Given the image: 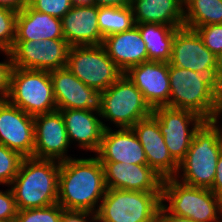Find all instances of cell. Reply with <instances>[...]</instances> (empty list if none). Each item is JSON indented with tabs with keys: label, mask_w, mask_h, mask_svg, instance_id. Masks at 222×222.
Returning <instances> with one entry per match:
<instances>
[{
	"label": "cell",
	"mask_w": 222,
	"mask_h": 222,
	"mask_svg": "<svg viewBox=\"0 0 222 222\" xmlns=\"http://www.w3.org/2000/svg\"><path fill=\"white\" fill-rule=\"evenodd\" d=\"M71 4L74 5H94V0H71Z\"/></svg>",
	"instance_id": "ab89813d"
},
{
	"label": "cell",
	"mask_w": 222,
	"mask_h": 222,
	"mask_svg": "<svg viewBox=\"0 0 222 222\" xmlns=\"http://www.w3.org/2000/svg\"><path fill=\"white\" fill-rule=\"evenodd\" d=\"M125 74L142 92L143 98L152 110L169 104L168 62H143L131 67Z\"/></svg>",
	"instance_id": "e0dca14e"
},
{
	"label": "cell",
	"mask_w": 222,
	"mask_h": 222,
	"mask_svg": "<svg viewBox=\"0 0 222 222\" xmlns=\"http://www.w3.org/2000/svg\"><path fill=\"white\" fill-rule=\"evenodd\" d=\"M69 48L65 39L14 41L9 52L13 67L52 71L66 67Z\"/></svg>",
	"instance_id": "7c38bea8"
},
{
	"label": "cell",
	"mask_w": 222,
	"mask_h": 222,
	"mask_svg": "<svg viewBox=\"0 0 222 222\" xmlns=\"http://www.w3.org/2000/svg\"><path fill=\"white\" fill-rule=\"evenodd\" d=\"M210 190L218 197L222 198V150L217 162L216 175L214 178L213 186Z\"/></svg>",
	"instance_id": "8d00e7d4"
},
{
	"label": "cell",
	"mask_w": 222,
	"mask_h": 222,
	"mask_svg": "<svg viewBox=\"0 0 222 222\" xmlns=\"http://www.w3.org/2000/svg\"><path fill=\"white\" fill-rule=\"evenodd\" d=\"M63 117L69 142L77 141L78 146L84 150L97 152L104 130L109 128L98 119L100 117L99 109H65L59 110Z\"/></svg>",
	"instance_id": "44dd1931"
},
{
	"label": "cell",
	"mask_w": 222,
	"mask_h": 222,
	"mask_svg": "<svg viewBox=\"0 0 222 222\" xmlns=\"http://www.w3.org/2000/svg\"><path fill=\"white\" fill-rule=\"evenodd\" d=\"M96 153L100 162L147 165L145 151L132 128H106Z\"/></svg>",
	"instance_id": "d6986e66"
},
{
	"label": "cell",
	"mask_w": 222,
	"mask_h": 222,
	"mask_svg": "<svg viewBox=\"0 0 222 222\" xmlns=\"http://www.w3.org/2000/svg\"><path fill=\"white\" fill-rule=\"evenodd\" d=\"M57 110L99 109V93L85 85L67 67L50 71Z\"/></svg>",
	"instance_id": "ac0fdd59"
},
{
	"label": "cell",
	"mask_w": 222,
	"mask_h": 222,
	"mask_svg": "<svg viewBox=\"0 0 222 222\" xmlns=\"http://www.w3.org/2000/svg\"><path fill=\"white\" fill-rule=\"evenodd\" d=\"M63 211L58 203L43 208L18 210L15 222H60Z\"/></svg>",
	"instance_id": "f1b7e54d"
},
{
	"label": "cell",
	"mask_w": 222,
	"mask_h": 222,
	"mask_svg": "<svg viewBox=\"0 0 222 222\" xmlns=\"http://www.w3.org/2000/svg\"><path fill=\"white\" fill-rule=\"evenodd\" d=\"M195 30L204 45L219 58L222 55V23L204 25Z\"/></svg>",
	"instance_id": "4dcf8cb0"
},
{
	"label": "cell",
	"mask_w": 222,
	"mask_h": 222,
	"mask_svg": "<svg viewBox=\"0 0 222 222\" xmlns=\"http://www.w3.org/2000/svg\"><path fill=\"white\" fill-rule=\"evenodd\" d=\"M60 161L24 157L11 185L18 210L58 203Z\"/></svg>",
	"instance_id": "3957f363"
},
{
	"label": "cell",
	"mask_w": 222,
	"mask_h": 222,
	"mask_svg": "<svg viewBox=\"0 0 222 222\" xmlns=\"http://www.w3.org/2000/svg\"><path fill=\"white\" fill-rule=\"evenodd\" d=\"M222 150V129L218 120L205 121L195 132L185 158L179 163L176 179L183 184L210 189ZM182 175L179 176L180 171Z\"/></svg>",
	"instance_id": "277c9868"
},
{
	"label": "cell",
	"mask_w": 222,
	"mask_h": 222,
	"mask_svg": "<svg viewBox=\"0 0 222 222\" xmlns=\"http://www.w3.org/2000/svg\"><path fill=\"white\" fill-rule=\"evenodd\" d=\"M27 4L28 0H0V7L11 9L17 13L22 11Z\"/></svg>",
	"instance_id": "74e56055"
},
{
	"label": "cell",
	"mask_w": 222,
	"mask_h": 222,
	"mask_svg": "<svg viewBox=\"0 0 222 222\" xmlns=\"http://www.w3.org/2000/svg\"><path fill=\"white\" fill-rule=\"evenodd\" d=\"M132 130L145 151L147 165L163 179L176 177L179 164L168 151L158 126V119L151 114L139 120Z\"/></svg>",
	"instance_id": "9a60e30c"
},
{
	"label": "cell",
	"mask_w": 222,
	"mask_h": 222,
	"mask_svg": "<svg viewBox=\"0 0 222 222\" xmlns=\"http://www.w3.org/2000/svg\"><path fill=\"white\" fill-rule=\"evenodd\" d=\"M87 219H90V222H96V214L89 211L64 210L60 222H88Z\"/></svg>",
	"instance_id": "e575fe53"
},
{
	"label": "cell",
	"mask_w": 222,
	"mask_h": 222,
	"mask_svg": "<svg viewBox=\"0 0 222 222\" xmlns=\"http://www.w3.org/2000/svg\"><path fill=\"white\" fill-rule=\"evenodd\" d=\"M135 26L146 44L148 61L169 62L177 28L153 23H140Z\"/></svg>",
	"instance_id": "d4e9b609"
},
{
	"label": "cell",
	"mask_w": 222,
	"mask_h": 222,
	"mask_svg": "<svg viewBox=\"0 0 222 222\" xmlns=\"http://www.w3.org/2000/svg\"><path fill=\"white\" fill-rule=\"evenodd\" d=\"M106 190L104 168L97 157L61 161L58 204L64 210L96 214Z\"/></svg>",
	"instance_id": "6da1fadb"
},
{
	"label": "cell",
	"mask_w": 222,
	"mask_h": 222,
	"mask_svg": "<svg viewBox=\"0 0 222 222\" xmlns=\"http://www.w3.org/2000/svg\"><path fill=\"white\" fill-rule=\"evenodd\" d=\"M96 5H74L61 18L64 39L70 47L102 45Z\"/></svg>",
	"instance_id": "ffe728a7"
},
{
	"label": "cell",
	"mask_w": 222,
	"mask_h": 222,
	"mask_svg": "<svg viewBox=\"0 0 222 222\" xmlns=\"http://www.w3.org/2000/svg\"><path fill=\"white\" fill-rule=\"evenodd\" d=\"M17 12L0 7V50L10 51L14 46Z\"/></svg>",
	"instance_id": "f546056e"
},
{
	"label": "cell",
	"mask_w": 222,
	"mask_h": 222,
	"mask_svg": "<svg viewBox=\"0 0 222 222\" xmlns=\"http://www.w3.org/2000/svg\"><path fill=\"white\" fill-rule=\"evenodd\" d=\"M64 39L60 18L38 12L28 4L17 13L15 41Z\"/></svg>",
	"instance_id": "603a6c76"
},
{
	"label": "cell",
	"mask_w": 222,
	"mask_h": 222,
	"mask_svg": "<svg viewBox=\"0 0 222 222\" xmlns=\"http://www.w3.org/2000/svg\"><path fill=\"white\" fill-rule=\"evenodd\" d=\"M97 20L103 38L130 30L136 25L131 6L98 7Z\"/></svg>",
	"instance_id": "4316f807"
},
{
	"label": "cell",
	"mask_w": 222,
	"mask_h": 222,
	"mask_svg": "<svg viewBox=\"0 0 222 222\" xmlns=\"http://www.w3.org/2000/svg\"><path fill=\"white\" fill-rule=\"evenodd\" d=\"M156 222H198L193 219L175 215L171 213L164 205L161 203L157 212Z\"/></svg>",
	"instance_id": "d590c367"
},
{
	"label": "cell",
	"mask_w": 222,
	"mask_h": 222,
	"mask_svg": "<svg viewBox=\"0 0 222 222\" xmlns=\"http://www.w3.org/2000/svg\"><path fill=\"white\" fill-rule=\"evenodd\" d=\"M184 26L196 29L222 23V0H184Z\"/></svg>",
	"instance_id": "484cf974"
},
{
	"label": "cell",
	"mask_w": 222,
	"mask_h": 222,
	"mask_svg": "<svg viewBox=\"0 0 222 222\" xmlns=\"http://www.w3.org/2000/svg\"><path fill=\"white\" fill-rule=\"evenodd\" d=\"M23 158L19 152L0 144V184L10 187L19 172Z\"/></svg>",
	"instance_id": "83f0119b"
},
{
	"label": "cell",
	"mask_w": 222,
	"mask_h": 222,
	"mask_svg": "<svg viewBox=\"0 0 222 222\" xmlns=\"http://www.w3.org/2000/svg\"><path fill=\"white\" fill-rule=\"evenodd\" d=\"M142 92L124 73L108 89L99 93L100 117L118 128H132L139 120L152 114Z\"/></svg>",
	"instance_id": "52a82bcc"
},
{
	"label": "cell",
	"mask_w": 222,
	"mask_h": 222,
	"mask_svg": "<svg viewBox=\"0 0 222 222\" xmlns=\"http://www.w3.org/2000/svg\"><path fill=\"white\" fill-rule=\"evenodd\" d=\"M139 29H132L109 35L102 46L113 62L126 73L131 67L148 61L147 49Z\"/></svg>",
	"instance_id": "7402d4cb"
},
{
	"label": "cell",
	"mask_w": 222,
	"mask_h": 222,
	"mask_svg": "<svg viewBox=\"0 0 222 222\" xmlns=\"http://www.w3.org/2000/svg\"><path fill=\"white\" fill-rule=\"evenodd\" d=\"M170 65L207 74L218 86V57L203 43L194 29L185 26L176 29L172 42Z\"/></svg>",
	"instance_id": "8fae6325"
},
{
	"label": "cell",
	"mask_w": 222,
	"mask_h": 222,
	"mask_svg": "<svg viewBox=\"0 0 222 222\" xmlns=\"http://www.w3.org/2000/svg\"><path fill=\"white\" fill-rule=\"evenodd\" d=\"M107 189L162 193L163 178L148 165L101 162Z\"/></svg>",
	"instance_id": "2e32d148"
},
{
	"label": "cell",
	"mask_w": 222,
	"mask_h": 222,
	"mask_svg": "<svg viewBox=\"0 0 222 222\" xmlns=\"http://www.w3.org/2000/svg\"><path fill=\"white\" fill-rule=\"evenodd\" d=\"M28 5L41 13L62 18L71 8V0H28Z\"/></svg>",
	"instance_id": "1f68e13d"
},
{
	"label": "cell",
	"mask_w": 222,
	"mask_h": 222,
	"mask_svg": "<svg viewBox=\"0 0 222 222\" xmlns=\"http://www.w3.org/2000/svg\"><path fill=\"white\" fill-rule=\"evenodd\" d=\"M97 7H125L131 5V0H94Z\"/></svg>",
	"instance_id": "f35d334b"
},
{
	"label": "cell",
	"mask_w": 222,
	"mask_h": 222,
	"mask_svg": "<svg viewBox=\"0 0 222 222\" xmlns=\"http://www.w3.org/2000/svg\"><path fill=\"white\" fill-rule=\"evenodd\" d=\"M152 114L158 119L170 155L179 164L185 158L195 132L205 120L190 110L168 106L157 107ZM191 124L193 127L189 129Z\"/></svg>",
	"instance_id": "30bf717a"
},
{
	"label": "cell",
	"mask_w": 222,
	"mask_h": 222,
	"mask_svg": "<svg viewBox=\"0 0 222 222\" xmlns=\"http://www.w3.org/2000/svg\"><path fill=\"white\" fill-rule=\"evenodd\" d=\"M7 58V61L0 62V101H5L8 98L10 92V78L13 69L12 57L9 51H3Z\"/></svg>",
	"instance_id": "836d02e7"
},
{
	"label": "cell",
	"mask_w": 222,
	"mask_h": 222,
	"mask_svg": "<svg viewBox=\"0 0 222 222\" xmlns=\"http://www.w3.org/2000/svg\"><path fill=\"white\" fill-rule=\"evenodd\" d=\"M135 24L184 26V0H131Z\"/></svg>",
	"instance_id": "cb8c5ba5"
},
{
	"label": "cell",
	"mask_w": 222,
	"mask_h": 222,
	"mask_svg": "<svg viewBox=\"0 0 222 222\" xmlns=\"http://www.w3.org/2000/svg\"><path fill=\"white\" fill-rule=\"evenodd\" d=\"M161 201L175 215L198 222H222V198L210 189L183 184L175 177L166 178L163 179Z\"/></svg>",
	"instance_id": "5b68a950"
},
{
	"label": "cell",
	"mask_w": 222,
	"mask_h": 222,
	"mask_svg": "<svg viewBox=\"0 0 222 222\" xmlns=\"http://www.w3.org/2000/svg\"><path fill=\"white\" fill-rule=\"evenodd\" d=\"M7 101L31 116L57 110L50 71L13 67Z\"/></svg>",
	"instance_id": "ba28073f"
},
{
	"label": "cell",
	"mask_w": 222,
	"mask_h": 222,
	"mask_svg": "<svg viewBox=\"0 0 222 222\" xmlns=\"http://www.w3.org/2000/svg\"><path fill=\"white\" fill-rule=\"evenodd\" d=\"M218 77H219V87L222 90V55L218 58Z\"/></svg>",
	"instance_id": "60d3db41"
},
{
	"label": "cell",
	"mask_w": 222,
	"mask_h": 222,
	"mask_svg": "<svg viewBox=\"0 0 222 222\" xmlns=\"http://www.w3.org/2000/svg\"><path fill=\"white\" fill-rule=\"evenodd\" d=\"M18 208L11 189L2 192L0 190V220L15 222Z\"/></svg>",
	"instance_id": "d6a6232c"
},
{
	"label": "cell",
	"mask_w": 222,
	"mask_h": 222,
	"mask_svg": "<svg viewBox=\"0 0 222 222\" xmlns=\"http://www.w3.org/2000/svg\"><path fill=\"white\" fill-rule=\"evenodd\" d=\"M168 107L190 110L205 121L222 116V90L207 75L169 64Z\"/></svg>",
	"instance_id": "7a4b0ae2"
},
{
	"label": "cell",
	"mask_w": 222,
	"mask_h": 222,
	"mask_svg": "<svg viewBox=\"0 0 222 222\" xmlns=\"http://www.w3.org/2000/svg\"><path fill=\"white\" fill-rule=\"evenodd\" d=\"M66 67L98 93L108 89L124 74L102 45L70 47Z\"/></svg>",
	"instance_id": "9c48e42d"
},
{
	"label": "cell",
	"mask_w": 222,
	"mask_h": 222,
	"mask_svg": "<svg viewBox=\"0 0 222 222\" xmlns=\"http://www.w3.org/2000/svg\"><path fill=\"white\" fill-rule=\"evenodd\" d=\"M162 193L107 189L96 222H156Z\"/></svg>",
	"instance_id": "8992f818"
},
{
	"label": "cell",
	"mask_w": 222,
	"mask_h": 222,
	"mask_svg": "<svg viewBox=\"0 0 222 222\" xmlns=\"http://www.w3.org/2000/svg\"><path fill=\"white\" fill-rule=\"evenodd\" d=\"M34 130V158L60 162L72 158L66 155L70 142L59 110L34 116Z\"/></svg>",
	"instance_id": "5bb4252c"
},
{
	"label": "cell",
	"mask_w": 222,
	"mask_h": 222,
	"mask_svg": "<svg viewBox=\"0 0 222 222\" xmlns=\"http://www.w3.org/2000/svg\"><path fill=\"white\" fill-rule=\"evenodd\" d=\"M0 144L19 152L23 157H33L34 116L7 100L0 101Z\"/></svg>",
	"instance_id": "4fadbf2b"
}]
</instances>
